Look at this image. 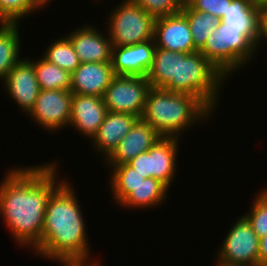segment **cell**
I'll return each instance as SVG.
<instances>
[{
	"label": "cell",
	"mask_w": 267,
	"mask_h": 266,
	"mask_svg": "<svg viewBox=\"0 0 267 266\" xmlns=\"http://www.w3.org/2000/svg\"><path fill=\"white\" fill-rule=\"evenodd\" d=\"M52 262L57 261L56 263H60L62 266H102L100 261L94 258H55L50 259ZM92 261V262H91Z\"/></svg>",
	"instance_id": "cell-32"
},
{
	"label": "cell",
	"mask_w": 267,
	"mask_h": 266,
	"mask_svg": "<svg viewBox=\"0 0 267 266\" xmlns=\"http://www.w3.org/2000/svg\"><path fill=\"white\" fill-rule=\"evenodd\" d=\"M212 114L214 113L192 94L152 87L141 119L149 123L162 137L179 138L188 129H193L196 123L200 125L205 119L209 120Z\"/></svg>",
	"instance_id": "cell-3"
},
{
	"label": "cell",
	"mask_w": 267,
	"mask_h": 266,
	"mask_svg": "<svg viewBox=\"0 0 267 266\" xmlns=\"http://www.w3.org/2000/svg\"><path fill=\"white\" fill-rule=\"evenodd\" d=\"M115 76L112 62L81 63L71 74L70 91L73 94L103 97L105 90Z\"/></svg>",
	"instance_id": "cell-17"
},
{
	"label": "cell",
	"mask_w": 267,
	"mask_h": 266,
	"mask_svg": "<svg viewBox=\"0 0 267 266\" xmlns=\"http://www.w3.org/2000/svg\"><path fill=\"white\" fill-rule=\"evenodd\" d=\"M215 265H217V266H228V265L219 264V263H215Z\"/></svg>",
	"instance_id": "cell-37"
},
{
	"label": "cell",
	"mask_w": 267,
	"mask_h": 266,
	"mask_svg": "<svg viewBox=\"0 0 267 266\" xmlns=\"http://www.w3.org/2000/svg\"><path fill=\"white\" fill-rule=\"evenodd\" d=\"M154 41L156 48L188 54L197 52L189 23L181 12L155 19Z\"/></svg>",
	"instance_id": "cell-12"
},
{
	"label": "cell",
	"mask_w": 267,
	"mask_h": 266,
	"mask_svg": "<svg viewBox=\"0 0 267 266\" xmlns=\"http://www.w3.org/2000/svg\"><path fill=\"white\" fill-rule=\"evenodd\" d=\"M42 53L48 62L72 74L81 64L70 40L64 35L53 40Z\"/></svg>",
	"instance_id": "cell-26"
},
{
	"label": "cell",
	"mask_w": 267,
	"mask_h": 266,
	"mask_svg": "<svg viewBox=\"0 0 267 266\" xmlns=\"http://www.w3.org/2000/svg\"><path fill=\"white\" fill-rule=\"evenodd\" d=\"M177 52L156 48L153 64L147 79L153 88H163L171 79H176Z\"/></svg>",
	"instance_id": "cell-25"
},
{
	"label": "cell",
	"mask_w": 267,
	"mask_h": 266,
	"mask_svg": "<svg viewBox=\"0 0 267 266\" xmlns=\"http://www.w3.org/2000/svg\"><path fill=\"white\" fill-rule=\"evenodd\" d=\"M128 164L132 166L136 172L142 175V177L152 178V173H150L148 150L138 154L135 158L128 162Z\"/></svg>",
	"instance_id": "cell-31"
},
{
	"label": "cell",
	"mask_w": 267,
	"mask_h": 266,
	"mask_svg": "<svg viewBox=\"0 0 267 266\" xmlns=\"http://www.w3.org/2000/svg\"><path fill=\"white\" fill-rule=\"evenodd\" d=\"M215 255V263L228 266H258L259 241L251 224L242 215L229 228Z\"/></svg>",
	"instance_id": "cell-7"
},
{
	"label": "cell",
	"mask_w": 267,
	"mask_h": 266,
	"mask_svg": "<svg viewBox=\"0 0 267 266\" xmlns=\"http://www.w3.org/2000/svg\"><path fill=\"white\" fill-rule=\"evenodd\" d=\"M19 111L29 114L40 93L34 65L25 57L16 64L1 83Z\"/></svg>",
	"instance_id": "cell-10"
},
{
	"label": "cell",
	"mask_w": 267,
	"mask_h": 266,
	"mask_svg": "<svg viewBox=\"0 0 267 266\" xmlns=\"http://www.w3.org/2000/svg\"><path fill=\"white\" fill-rule=\"evenodd\" d=\"M19 24L0 22V82L23 59Z\"/></svg>",
	"instance_id": "cell-21"
},
{
	"label": "cell",
	"mask_w": 267,
	"mask_h": 266,
	"mask_svg": "<svg viewBox=\"0 0 267 266\" xmlns=\"http://www.w3.org/2000/svg\"><path fill=\"white\" fill-rule=\"evenodd\" d=\"M257 5L267 6V0H253Z\"/></svg>",
	"instance_id": "cell-35"
},
{
	"label": "cell",
	"mask_w": 267,
	"mask_h": 266,
	"mask_svg": "<svg viewBox=\"0 0 267 266\" xmlns=\"http://www.w3.org/2000/svg\"><path fill=\"white\" fill-rule=\"evenodd\" d=\"M26 58L34 65L36 78L41 90H70L71 74L42 56L36 60Z\"/></svg>",
	"instance_id": "cell-23"
},
{
	"label": "cell",
	"mask_w": 267,
	"mask_h": 266,
	"mask_svg": "<svg viewBox=\"0 0 267 266\" xmlns=\"http://www.w3.org/2000/svg\"><path fill=\"white\" fill-rule=\"evenodd\" d=\"M169 189L159 180L145 178L134 190L118 205L124 209H142L161 206L166 202Z\"/></svg>",
	"instance_id": "cell-20"
},
{
	"label": "cell",
	"mask_w": 267,
	"mask_h": 266,
	"mask_svg": "<svg viewBox=\"0 0 267 266\" xmlns=\"http://www.w3.org/2000/svg\"><path fill=\"white\" fill-rule=\"evenodd\" d=\"M71 42L81 63H108L112 61V42L108 33L92 24L82 25L65 35Z\"/></svg>",
	"instance_id": "cell-11"
},
{
	"label": "cell",
	"mask_w": 267,
	"mask_h": 266,
	"mask_svg": "<svg viewBox=\"0 0 267 266\" xmlns=\"http://www.w3.org/2000/svg\"><path fill=\"white\" fill-rule=\"evenodd\" d=\"M260 5L252 0H232L220 22L226 28L241 29L255 45L259 39Z\"/></svg>",
	"instance_id": "cell-19"
},
{
	"label": "cell",
	"mask_w": 267,
	"mask_h": 266,
	"mask_svg": "<svg viewBox=\"0 0 267 266\" xmlns=\"http://www.w3.org/2000/svg\"><path fill=\"white\" fill-rule=\"evenodd\" d=\"M107 112L103 97L73 94L69 126L92 140Z\"/></svg>",
	"instance_id": "cell-14"
},
{
	"label": "cell",
	"mask_w": 267,
	"mask_h": 266,
	"mask_svg": "<svg viewBox=\"0 0 267 266\" xmlns=\"http://www.w3.org/2000/svg\"><path fill=\"white\" fill-rule=\"evenodd\" d=\"M43 8L38 0H0V22L19 23Z\"/></svg>",
	"instance_id": "cell-27"
},
{
	"label": "cell",
	"mask_w": 267,
	"mask_h": 266,
	"mask_svg": "<svg viewBox=\"0 0 267 266\" xmlns=\"http://www.w3.org/2000/svg\"><path fill=\"white\" fill-rule=\"evenodd\" d=\"M108 17L105 24L112 46L135 45L154 38L155 18L132 0H122Z\"/></svg>",
	"instance_id": "cell-6"
},
{
	"label": "cell",
	"mask_w": 267,
	"mask_h": 266,
	"mask_svg": "<svg viewBox=\"0 0 267 266\" xmlns=\"http://www.w3.org/2000/svg\"><path fill=\"white\" fill-rule=\"evenodd\" d=\"M72 98L70 90H40L28 118L51 133L65 129L70 123Z\"/></svg>",
	"instance_id": "cell-9"
},
{
	"label": "cell",
	"mask_w": 267,
	"mask_h": 266,
	"mask_svg": "<svg viewBox=\"0 0 267 266\" xmlns=\"http://www.w3.org/2000/svg\"><path fill=\"white\" fill-rule=\"evenodd\" d=\"M248 211L243 215L255 234L262 238L267 234V186L255 194Z\"/></svg>",
	"instance_id": "cell-28"
},
{
	"label": "cell",
	"mask_w": 267,
	"mask_h": 266,
	"mask_svg": "<svg viewBox=\"0 0 267 266\" xmlns=\"http://www.w3.org/2000/svg\"><path fill=\"white\" fill-rule=\"evenodd\" d=\"M181 139L161 137L149 150V165L152 178L170 189L178 168V149ZM177 163V164H176Z\"/></svg>",
	"instance_id": "cell-18"
},
{
	"label": "cell",
	"mask_w": 267,
	"mask_h": 266,
	"mask_svg": "<svg viewBox=\"0 0 267 266\" xmlns=\"http://www.w3.org/2000/svg\"><path fill=\"white\" fill-rule=\"evenodd\" d=\"M181 13L189 23L194 47L197 51H200L210 33L217 30L220 20L212 14L193 9L186 1L181 8Z\"/></svg>",
	"instance_id": "cell-24"
},
{
	"label": "cell",
	"mask_w": 267,
	"mask_h": 266,
	"mask_svg": "<svg viewBox=\"0 0 267 266\" xmlns=\"http://www.w3.org/2000/svg\"><path fill=\"white\" fill-rule=\"evenodd\" d=\"M57 165L12 167L0 180V217L19 247L33 251L42 240L48 199L66 179L60 178Z\"/></svg>",
	"instance_id": "cell-1"
},
{
	"label": "cell",
	"mask_w": 267,
	"mask_h": 266,
	"mask_svg": "<svg viewBox=\"0 0 267 266\" xmlns=\"http://www.w3.org/2000/svg\"><path fill=\"white\" fill-rule=\"evenodd\" d=\"M156 50L154 38L129 46H113L112 67L115 75L147 77Z\"/></svg>",
	"instance_id": "cell-13"
},
{
	"label": "cell",
	"mask_w": 267,
	"mask_h": 266,
	"mask_svg": "<svg viewBox=\"0 0 267 266\" xmlns=\"http://www.w3.org/2000/svg\"><path fill=\"white\" fill-rule=\"evenodd\" d=\"M67 178L51 193L41 242L33 249L42 259L91 257L81 204Z\"/></svg>",
	"instance_id": "cell-2"
},
{
	"label": "cell",
	"mask_w": 267,
	"mask_h": 266,
	"mask_svg": "<svg viewBox=\"0 0 267 266\" xmlns=\"http://www.w3.org/2000/svg\"><path fill=\"white\" fill-rule=\"evenodd\" d=\"M258 266H267V234L259 241Z\"/></svg>",
	"instance_id": "cell-34"
},
{
	"label": "cell",
	"mask_w": 267,
	"mask_h": 266,
	"mask_svg": "<svg viewBox=\"0 0 267 266\" xmlns=\"http://www.w3.org/2000/svg\"><path fill=\"white\" fill-rule=\"evenodd\" d=\"M162 136L141 118L138 119L117 145L113 153L102 162L106 165H121L130 162L138 154L149 150Z\"/></svg>",
	"instance_id": "cell-15"
},
{
	"label": "cell",
	"mask_w": 267,
	"mask_h": 266,
	"mask_svg": "<svg viewBox=\"0 0 267 266\" xmlns=\"http://www.w3.org/2000/svg\"><path fill=\"white\" fill-rule=\"evenodd\" d=\"M45 8L52 0H38Z\"/></svg>",
	"instance_id": "cell-36"
},
{
	"label": "cell",
	"mask_w": 267,
	"mask_h": 266,
	"mask_svg": "<svg viewBox=\"0 0 267 266\" xmlns=\"http://www.w3.org/2000/svg\"><path fill=\"white\" fill-rule=\"evenodd\" d=\"M138 119L137 116L129 113L108 111L97 133L89 141L93 144L92 150L94 149L101 155L102 161H105Z\"/></svg>",
	"instance_id": "cell-16"
},
{
	"label": "cell",
	"mask_w": 267,
	"mask_h": 266,
	"mask_svg": "<svg viewBox=\"0 0 267 266\" xmlns=\"http://www.w3.org/2000/svg\"><path fill=\"white\" fill-rule=\"evenodd\" d=\"M200 52L228 79L256 57V45L241 29L226 28L219 22Z\"/></svg>",
	"instance_id": "cell-5"
},
{
	"label": "cell",
	"mask_w": 267,
	"mask_h": 266,
	"mask_svg": "<svg viewBox=\"0 0 267 266\" xmlns=\"http://www.w3.org/2000/svg\"><path fill=\"white\" fill-rule=\"evenodd\" d=\"M193 9L207 12L222 20L232 0H185Z\"/></svg>",
	"instance_id": "cell-30"
},
{
	"label": "cell",
	"mask_w": 267,
	"mask_h": 266,
	"mask_svg": "<svg viewBox=\"0 0 267 266\" xmlns=\"http://www.w3.org/2000/svg\"><path fill=\"white\" fill-rule=\"evenodd\" d=\"M227 80L200 51L177 52L176 79H171L162 89L192 94L198 97L212 112L217 110L218 97Z\"/></svg>",
	"instance_id": "cell-4"
},
{
	"label": "cell",
	"mask_w": 267,
	"mask_h": 266,
	"mask_svg": "<svg viewBox=\"0 0 267 266\" xmlns=\"http://www.w3.org/2000/svg\"><path fill=\"white\" fill-rule=\"evenodd\" d=\"M111 170L109 190L111 198L119 205L145 178L128 163L121 165H105Z\"/></svg>",
	"instance_id": "cell-22"
},
{
	"label": "cell",
	"mask_w": 267,
	"mask_h": 266,
	"mask_svg": "<svg viewBox=\"0 0 267 266\" xmlns=\"http://www.w3.org/2000/svg\"><path fill=\"white\" fill-rule=\"evenodd\" d=\"M262 41L267 42V6H262L259 12V39L256 45L257 52L258 49L263 46Z\"/></svg>",
	"instance_id": "cell-33"
},
{
	"label": "cell",
	"mask_w": 267,
	"mask_h": 266,
	"mask_svg": "<svg viewBox=\"0 0 267 266\" xmlns=\"http://www.w3.org/2000/svg\"><path fill=\"white\" fill-rule=\"evenodd\" d=\"M147 77L116 75L103 95L107 111L129 113L141 118L151 89Z\"/></svg>",
	"instance_id": "cell-8"
},
{
	"label": "cell",
	"mask_w": 267,
	"mask_h": 266,
	"mask_svg": "<svg viewBox=\"0 0 267 266\" xmlns=\"http://www.w3.org/2000/svg\"><path fill=\"white\" fill-rule=\"evenodd\" d=\"M155 19L181 12L185 0H132Z\"/></svg>",
	"instance_id": "cell-29"
}]
</instances>
